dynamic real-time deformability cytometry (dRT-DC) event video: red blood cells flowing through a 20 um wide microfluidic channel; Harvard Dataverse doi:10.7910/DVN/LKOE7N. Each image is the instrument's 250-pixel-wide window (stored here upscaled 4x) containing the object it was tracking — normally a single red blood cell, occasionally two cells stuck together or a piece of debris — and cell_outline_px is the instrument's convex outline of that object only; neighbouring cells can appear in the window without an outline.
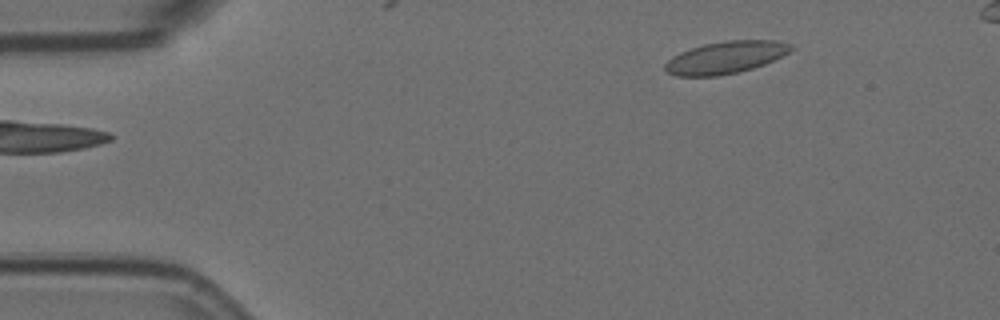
{"species": "Egyptian fruit bat (a non-hibernating species)", "species_latin": "Rousettus aegyptiacus", "temperature_condition": "room temperature", "stored_images_in_passage": 2, "camera_frame_rate_fps": 3000, "um_per_image_px": 0.085, "animal": {"sex": "female"}, "frame": {"image": 1, "passage_image": 1, "time_ms": 0.0, "image_size_px": [1000, 320], "cell_outline_px": [[796, 48], [764, 64], [752, 68], [736, 72], [716, 76], [676, 76], [668, 72], [664, 68], [664, 64], [672, 56], [680, 52], [704, 44], [724, 40], [776, 40], [792, 44]], "centroid_in_image_um": [61.67, 4.87], "position_along_channel_um": 23.3, "area_um2": 23.52}}